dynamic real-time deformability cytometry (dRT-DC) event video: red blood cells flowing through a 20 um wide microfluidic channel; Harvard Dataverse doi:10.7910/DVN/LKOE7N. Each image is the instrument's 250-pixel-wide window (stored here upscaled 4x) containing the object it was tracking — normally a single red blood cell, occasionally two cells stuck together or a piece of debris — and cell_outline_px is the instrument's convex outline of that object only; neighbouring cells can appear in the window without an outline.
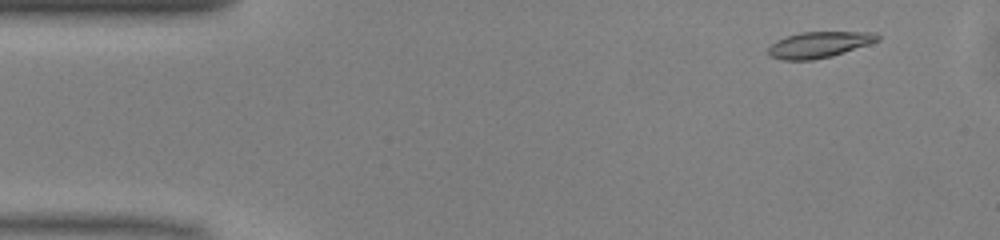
{"species": "common noctule bat (a hibernating species)", "species_latin": "Nyctalus noctula", "temperature_condition": "warm", "stored_images_in_passage": 38, "camera_frame_rate_fps": 3000, "um_per_image_px": 0.085, "animal": {"sex": "male", "body_mass_g": 13.0, "forearm_length_mm": 53.1}, "frame": {"image": 1, "passage_image": 1, "time_ms": 0.0, "image_size_px": [1000, 240], "cell_outline_px": [[880, 40], [832, 56], [812, 60], [784, 60], [772, 56], [768, 52], [768, 48], [776, 40], [800, 32], [876, 32], [880, 36]], "centroid_in_image_um": [69.64, 3.79], "position_along_channel_um": 15.4, "area_um2": 16.42}}
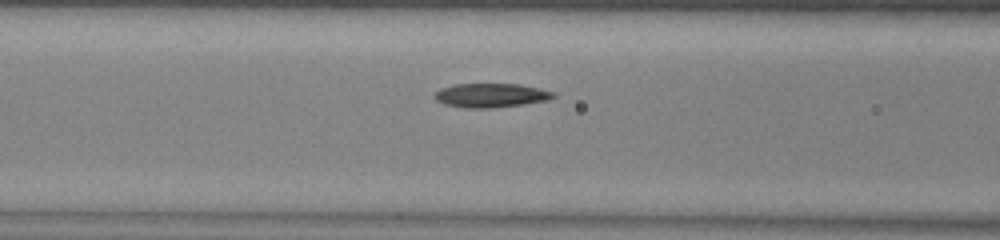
{"frame": {"image": 2, "passage_image": 16, "time_ms": 5.0, "image_size_px": [1000, 240], "cell_outline_px": [[556, 96], [548, 100], [524, 104], [492, 108], [464, 108], [444, 104], [436, 100], [432, 96], [440, 88], [452, 84], [520, 84], [540, 88], [556, 92]], "centroid_in_image_um": [41.73, 8.1], "position_along_channel_um": 124.9, "area_um2": 16.88}}
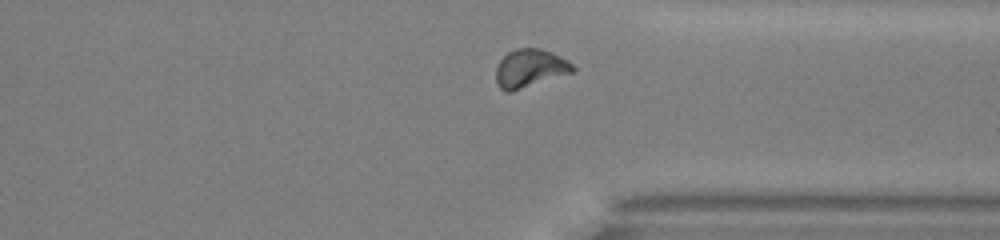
{"frame": {"image": 3, "passage_image": 34, "time_ms": 11.0, "image_size_px": [1000, 240], "cell_outline_px": [[576, 68], [572, 72], [512, 92], [504, 92], [500, 88], [496, 80], [496, 68], [500, 60], [508, 52], [516, 48], [540, 48], [552, 52], [568, 60]], "centroid_in_image_um": [45.03, 5.81], "position_along_channel_um": 366.4, "area_um2": 17.11}, "authors_computed_cell_mechanics": {"area_um2": 16.5019, "velocity_mm_per_s": 4.0581, "shape_relaxation_time_tau1_ms": 4.7771, "shape_relaxation_time_tau2_ms": 3.1888, "deformation_change_tau1": 0.1789, "deformation_change_tau2": 0.0881}}